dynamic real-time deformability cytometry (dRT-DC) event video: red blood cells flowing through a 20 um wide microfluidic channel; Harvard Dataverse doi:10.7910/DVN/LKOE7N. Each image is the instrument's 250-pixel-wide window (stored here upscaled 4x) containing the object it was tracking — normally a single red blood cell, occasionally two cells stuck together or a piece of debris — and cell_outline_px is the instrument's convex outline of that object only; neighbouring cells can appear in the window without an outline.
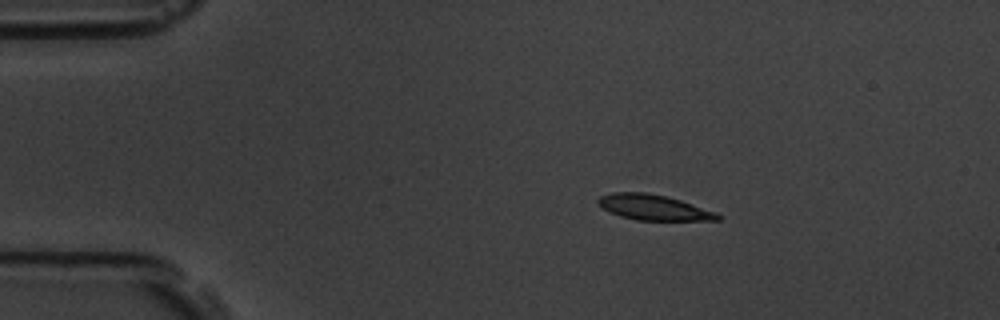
{"species": "common noctule bat (a hibernating species)", "species_latin": "Nyctalus noctula", "temperature_condition": "room temperature", "stored_images_in_passage": 48, "camera_frame_rate_fps": 3000, "um_per_image_px": 0.085, "animal": {"sex": "male", "body_mass_g": 19.5, "forearm_length_mm": 54.6}, "frame": {"image": 1, "passage_image": 1, "time_ms": 0.0, "image_size_px": [1000, 320], "cell_outline_px": [[724, 216], [720, 220], [636, 220], [620, 216], [604, 208], [596, 200], [600, 196], [612, 192], [648, 192], [680, 200], [716, 212]], "centroid_in_image_um": [55.58, 17.63], "position_along_channel_um": 29.4, "area_um2": 17.57}}
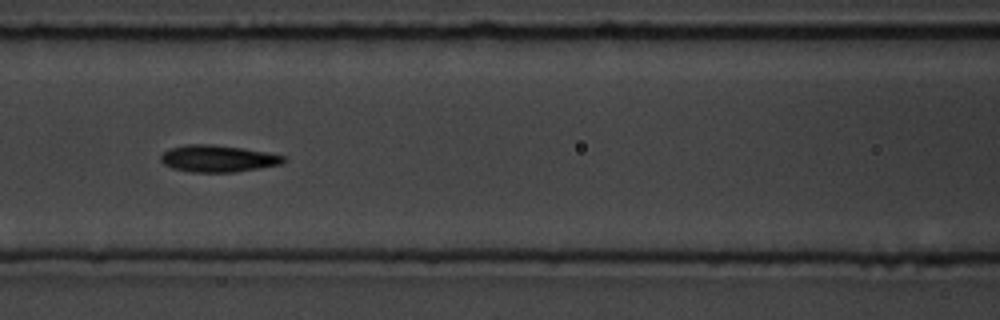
{"frame": {"image": 2, "passage_image": 16, "time_ms": 5.0, "image_size_px": [1000, 320], "cell_outline_px": [[288, 160], [280, 164], [260, 168], [236, 172], [192, 172], [172, 168], [164, 164], [160, 160], [160, 156], [168, 148], [188, 144], [208, 144], [244, 148], [284, 156]], "centroid_in_image_um": [18.5, 13.48], "position_along_channel_um": 148.1, "area_um2": 19.19}}
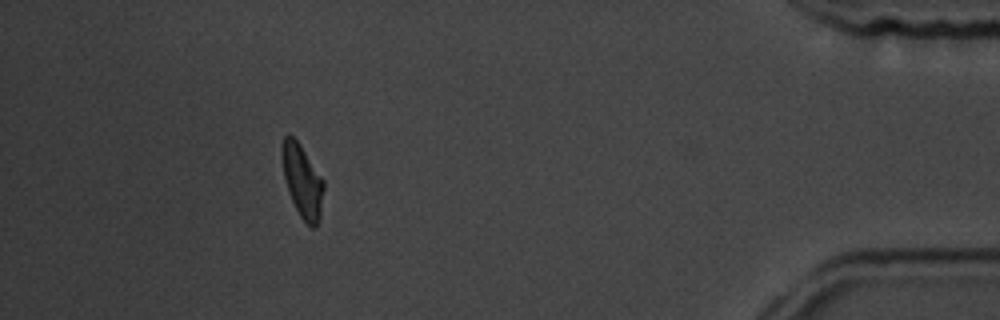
{"frame": {"image": 3, "passage_image": 43, "time_ms": 14.0, "image_size_px": [1000, 320], "cell_outline_px": [[324, 188], [320, 216], [316, 228], [312, 228], [300, 216], [288, 192], [284, 176], [280, 156], [280, 144], [284, 136], [288, 132], [300, 144], [324, 180]], "centroid_in_image_um": [25.67, 15.33], "position_along_channel_um": 409.5, "area_um2": 17.92}, "authors_computed_cell_mechanics": {"area_um2": 18.4671, "velocity_mm_per_s": 3.5375, "shape_relaxation_time_tau1_ms": 3.7265, "shape_relaxation_time_tau2_ms": 3.8328, "deformation_change_tau1": 0.1398, "deformation_change_tau2": 0.1157}}